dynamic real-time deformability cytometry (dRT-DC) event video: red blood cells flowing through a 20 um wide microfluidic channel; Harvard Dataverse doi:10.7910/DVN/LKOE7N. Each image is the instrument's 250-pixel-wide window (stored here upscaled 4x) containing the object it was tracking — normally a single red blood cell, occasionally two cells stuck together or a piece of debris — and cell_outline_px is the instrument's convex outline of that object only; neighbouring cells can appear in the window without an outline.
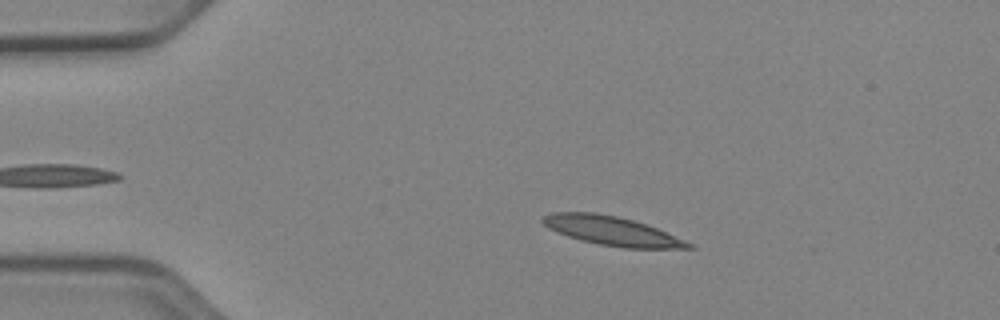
{"species": "Egyptian fruit bat (a non-hibernating species)", "species_latin": "Rousettus aegyptiacus", "temperature_condition": "cold", "stored_images_in_passage": 45, "camera_frame_rate_fps": 3000, "um_per_image_px": 0.085, "animal": {"sex": "female"}, "frame": {"image": 1, "passage_image": 10, "time_ms": 3.0, "image_size_px": [1000, 320], "cell_outline_px": [[696, 248], [624, 248], [600, 244], [580, 240], [556, 232], [548, 228], [540, 220], [544, 216], [552, 212], [596, 212], [616, 216], [632, 220], [656, 228], [684, 240], [692, 244]], "centroid_in_image_um": [51.96, 19.62], "position_along_channel_um": 33.0, "area_um2": 24.33}}
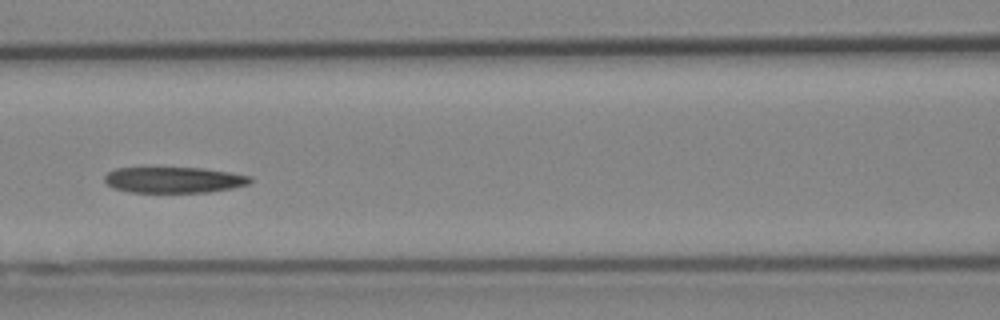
{"frame": {"image": 2, "passage_image": 23, "time_ms": 7.333, "image_size_px": [1000, 320], "cell_outline_px": [[252, 180], [248, 184], [232, 188], [208, 192], [128, 192], [112, 188], [104, 180], [104, 176], [108, 172], [116, 168], [204, 168], [252, 176]], "centroid_in_image_um": [14.77, 15.29], "position_along_channel_um": 151.8, "area_um2": 21.96}}
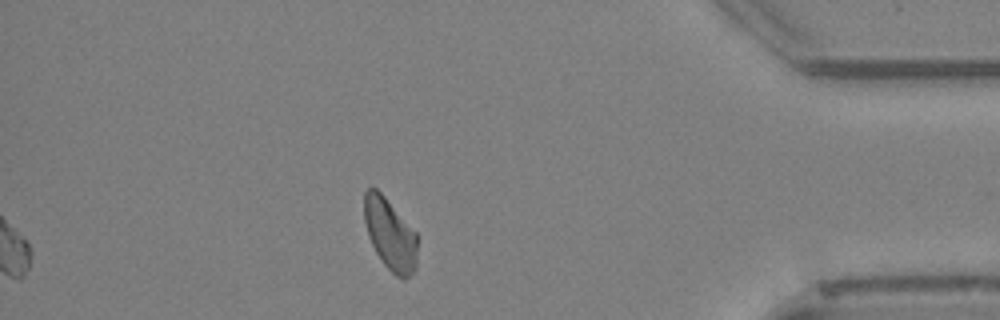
{"frame": {"image": 3, "passage_image": 45, "time_ms": 14.667, "image_size_px": [1000, 320], "cell_outline_px": [[416, 268], [404, 280], [396, 276], [384, 264], [376, 252], [368, 236], [364, 220], [364, 192], [372, 184], [384, 196], [416, 232]], "centroid_in_image_um": [33.13, 19.89], "position_along_channel_um": 402.1, "area_um2": 22.02}}